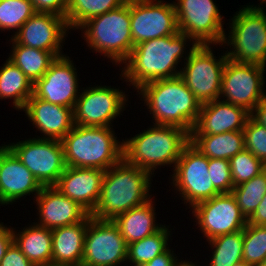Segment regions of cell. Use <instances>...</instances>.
<instances>
[{
	"label": "cell",
	"mask_w": 266,
	"mask_h": 266,
	"mask_svg": "<svg viewBox=\"0 0 266 266\" xmlns=\"http://www.w3.org/2000/svg\"><path fill=\"white\" fill-rule=\"evenodd\" d=\"M196 46L188 35L180 32L139 43L121 66L120 79L137 90L145 83L179 76L178 64H183Z\"/></svg>",
	"instance_id": "cell-1"
},
{
	"label": "cell",
	"mask_w": 266,
	"mask_h": 266,
	"mask_svg": "<svg viewBox=\"0 0 266 266\" xmlns=\"http://www.w3.org/2000/svg\"><path fill=\"white\" fill-rule=\"evenodd\" d=\"M144 101L151 123L181 127L191 133L200 112L201 103L180 76L154 80L137 89ZM155 122V123H154Z\"/></svg>",
	"instance_id": "cell-2"
},
{
	"label": "cell",
	"mask_w": 266,
	"mask_h": 266,
	"mask_svg": "<svg viewBox=\"0 0 266 266\" xmlns=\"http://www.w3.org/2000/svg\"><path fill=\"white\" fill-rule=\"evenodd\" d=\"M151 177L149 172L128 164L124 159L111 166L105 171L100 198L91 216L99 220H113L144 204L153 198Z\"/></svg>",
	"instance_id": "cell-3"
},
{
	"label": "cell",
	"mask_w": 266,
	"mask_h": 266,
	"mask_svg": "<svg viewBox=\"0 0 266 266\" xmlns=\"http://www.w3.org/2000/svg\"><path fill=\"white\" fill-rule=\"evenodd\" d=\"M189 143L190 133L183 128L153 124L134 137L123 139V159L153 176L162 166L174 169Z\"/></svg>",
	"instance_id": "cell-4"
},
{
	"label": "cell",
	"mask_w": 266,
	"mask_h": 266,
	"mask_svg": "<svg viewBox=\"0 0 266 266\" xmlns=\"http://www.w3.org/2000/svg\"><path fill=\"white\" fill-rule=\"evenodd\" d=\"M117 138L113 127L74 125L61 140L66 165L108 170L123 159V139Z\"/></svg>",
	"instance_id": "cell-5"
},
{
	"label": "cell",
	"mask_w": 266,
	"mask_h": 266,
	"mask_svg": "<svg viewBox=\"0 0 266 266\" xmlns=\"http://www.w3.org/2000/svg\"><path fill=\"white\" fill-rule=\"evenodd\" d=\"M80 30L86 47L92 52L107 57L114 65H123L134 48L130 0L116 9L89 19Z\"/></svg>",
	"instance_id": "cell-6"
},
{
	"label": "cell",
	"mask_w": 266,
	"mask_h": 266,
	"mask_svg": "<svg viewBox=\"0 0 266 266\" xmlns=\"http://www.w3.org/2000/svg\"><path fill=\"white\" fill-rule=\"evenodd\" d=\"M242 5L229 19L228 34L220 46H230L225 54L228 59L266 67V12L265 9Z\"/></svg>",
	"instance_id": "cell-7"
},
{
	"label": "cell",
	"mask_w": 266,
	"mask_h": 266,
	"mask_svg": "<svg viewBox=\"0 0 266 266\" xmlns=\"http://www.w3.org/2000/svg\"><path fill=\"white\" fill-rule=\"evenodd\" d=\"M208 164L209 159L189 143L183 149L170 175L172 177L169 180L173 190L176 191L175 194H179L189 209L220 194L213 186Z\"/></svg>",
	"instance_id": "cell-8"
},
{
	"label": "cell",
	"mask_w": 266,
	"mask_h": 266,
	"mask_svg": "<svg viewBox=\"0 0 266 266\" xmlns=\"http://www.w3.org/2000/svg\"><path fill=\"white\" fill-rule=\"evenodd\" d=\"M213 47L197 45L179 75L201 104L219 99L223 70L228 59L224 52L216 57L211 49Z\"/></svg>",
	"instance_id": "cell-9"
},
{
	"label": "cell",
	"mask_w": 266,
	"mask_h": 266,
	"mask_svg": "<svg viewBox=\"0 0 266 266\" xmlns=\"http://www.w3.org/2000/svg\"><path fill=\"white\" fill-rule=\"evenodd\" d=\"M6 146L42 186H54L67 167L61 140L33 137Z\"/></svg>",
	"instance_id": "cell-10"
},
{
	"label": "cell",
	"mask_w": 266,
	"mask_h": 266,
	"mask_svg": "<svg viewBox=\"0 0 266 266\" xmlns=\"http://www.w3.org/2000/svg\"><path fill=\"white\" fill-rule=\"evenodd\" d=\"M83 87L73 108L75 125L113 127V120L122 115L129 95L119 87L106 85ZM85 88V89H84Z\"/></svg>",
	"instance_id": "cell-11"
},
{
	"label": "cell",
	"mask_w": 266,
	"mask_h": 266,
	"mask_svg": "<svg viewBox=\"0 0 266 266\" xmlns=\"http://www.w3.org/2000/svg\"><path fill=\"white\" fill-rule=\"evenodd\" d=\"M179 32L197 45H220L224 34L223 15L213 0H175Z\"/></svg>",
	"instance_id": "cell-12"
},
{
	"label": "cell",
	"mask_w": 266,
	"mask_h": 266,
	"mask_svg": "<svg viewBox=\"0 0 266 266\" xmlns=\"http://www.w3.org/2000/svg\"><path fill=\"white\" fill-rule=\"evenodd\" d=\"M266 67L226 60L219 99L252 112L266 97Z\"/></svg>",
	"instance_id": "cell-13"
},
{
	"label": "cell",
	"mask_w": 266,
	"mask_h": 266,
	"mask_svg": "<svg viewBox=\"0 0 266 266\" xmlns=\"http://www.w3.org/2000/svg\"><path fill=\"white\" fill-rule=\"evenodd\" d=\"M128 245L112 220L88 216L81 266H122Z\"/></svg>",
	"instance_id": "cell-14"
},
{
	"label": "cell",
	"mask_w": 266,
	"mask_h": 266,
	"mask_svg": "<svg viewBox=\"0 0 266 266\" xmlns=\"http://www.w3.org/2000/svg\"><path fill=\"white\" fill-rule=\"evenodd\" d=\"M190 210L196 220L195 226H198L206 241L244 230L248 223L232 193H220L199 202Z\"/></svg>",
	"instance_id": "cell-15"
},
{
	"label": "cell",
	"mask_w": 266,
	"mask_h": 266,
	"mask_svg": "<svg viewBox=\"0 0 266 266\" xmlns=\"http://www.w3.org/2000/svg\"><path fill=\"white\" fill-rule=\"evenodd\" d=\"M130 21L134 46L179 33L173 1L130 0Z\"/></svg>",
	"instance_id": "cell-16"
},
{
	"label": "cell",
	"mask_w": 266,
	"mask_h": 266,
	"mask_svg": "<svg viewBox=\"0 0 266 266\" xmlns=\"http://www.w3.org/2000/svg\"><path fill=\"white\" fill-rule=\"evenodd\" d=\"M76 70L68 54L57 57L43 77L34 83L33 95L52 104L74 108L81 92Z\"/></svg>",
	"instance_id": "cell-17"
},
{
	"label": "cell",
	"mask_w": 266,
	"mask_h": 266,
	"mask_svg": "<svg viewBox=\"0 0 266 266\" xmlns=\"http://www.w3.org/2000/svg\"><path fill=\"white\" fill-rule=\"evenodd\" d=\"M69 30L65 17L54 13L36 12L12 38L24 46L49 52H63L62 47Z\"/></svg>",
	"instance_id": "cell-18"
},
{
	"label": "cell",
	"mask_w": 266,
	"mask_h": 266,
	"mask_svg": "<svg viewBox=\"0 0 266 266\" xmlns=\"http://www.w3.org/2000/svg\"><path fill=\"white\" fill-rule=\"evenodd\" d=\"M42 185L16 155L6 146H0V206L12 205L26 196H38Z\"/></svg>",
	"instance_id": "cell-19"
},
{
	"label": "cell",
	"mask_w": 266,
	"mask_h": 266,
	"mask_svg": "<svg viewBox=\"0 0 266 266\" xmlns=\"http://www.w3.org/2000/svg\"><path fill=\"white\" fill-rule=\"evenodd\" d=\"M34 200L39 216L34 223L50 230L84 221L90 215L79 203L54 186H43Z\"/></svg>",
	"instance_id": "cell-20"
},
{
	"label": "cell",
	"mask_w": 266,
	"mask_h": 266,
	"mask_svg": "<svg viewBox=\"0 0 266 266\" xmlns=\"http://www.w3.org/2000/svg\"><path fill=\"white\" fill-rule=\"evenodd\" d=\"M104 174L101 169L67 166L54 187L91 214L100 198Z\"/></svg>",
	"instance_id": "cell-21"
},
{
	"label": "cell",
	"mask_w": 266,
	"mask_h": 266,
	"mask_svg": "<svg viewBox=\"0 0 266 266\" xmlns=\"http://www.w3.org/2000/svg\"><path fill=\"white\" fill-rule=\"evenodd\" d=\"M41 137L62 140L73 128V108L52 104L32 95L22 110ZM43 133V134H42Z\"/></svg>",
	"instance_id": "cell-22"
},
{
	"label": "cell",
	"mask_w": 266,
	"mask_h": 266,
	"mask_svg": "<svg viewBox=\"0 0 266 266\" xmlns=\"http://www.w3.org/2000/svg\"><path fill=\"white\" fill-rule=\"evenodd\" d=\"M250 113L221 99L201 104L198 120L190 135H215L243 131Z\"/></svg>",
	"instance_id": "cell-23"
},
{
	"label": "cell",
	"mask_w": 266,
	"mask_h": 266,
	"mask_svg": "<svg viewBox=\"0 0 266 266\" xmlns=\"http://www.w3.org/2000/svg\"><path fill=\"white\" fill-rule=\"evenodd\" d=\"M88 217L52 231V265L81 266Z\"/></svg>",
	"instance_id": "cell-24"
},
{
	"label": "cell",
	"mask_w": 266,
	"mask_h": 266,
	"mask_svg": "<svg viewBox=\"0 0 266 266\" xmlns=\"http://www.w3.org/2000/svg\"><path fill=\"white\" fill-rule=\"evenodd\" d=\"M152 200L154 199L151 198L144 204L133 207L112 220L127 245L154 234L164 226L155 222L157 216L154 203L156 202Z\"/></svg>",
	"instance_id": "cell-25"
},
{
	"label": "cell",
	"mask_w": 266,
	"mask_h": 266,
	"mask_svg": "<svg viewBox=\"0 0 266 266\" xmlns=\"http://www.w3.org/2000/svg\"><path fill=\"white\" fill-rule=\"evenodd\" d=\"M30 224L18 232L16 227L11 228L14 243L34 266L52 265V231L34 222Z\"/></svg>",
	"instance_id": "cell-26"
},
{
	"label": "cell",
	"mask_w": 266,
	"mask_h": 266,
	"mask_svg": "<svg viewBox=\"0 0 266 266\" xmlns=\"http://www.w3.org/2000/svg\"><path fill=\"white\" fill-rule=\"evenodd\" d=\"M12 45L8 59L13 62L34 84L47 72L57 57L65 55L63 52H49L18 44L10 37Z\"/></svg>",
	"instance_id": "cell-27"
},
{
	"label": "cell",
	"mask_w": 266,
	"mask_h": 266,
	"mask_svg": "<svg viewBox=\"0 0 266 266\" xmlns=\"http://www.w3.org/2000/svg\"><path fill=\"white\" fill-rule=\"evenodd\" d=\"M190 143L208 159L230 160L245 149L243 131L215 135H190Z\"/></svg>",
	"instance_id": "cell-28"
},
{
	"label": "cell",
	"mask_w": 266,
	"mask_h": 266,
	"mask_svg": "<svg viewBox=\"0 0 266 266\" xmlns=\"http://www.w3.org/2000/svg\"><path fill=\"white\" fill-rule=\"evenodd\" d=\"M0 66V100L12 99L13 109L22 111L33 95V83L9 59Z\"/></svg>",
	"instance_id": "cell-29"
},
{
	"label": "cell",
	"mask_w": 266,
	"mask_h": 266,
	"mask_svg": "<svg viewBox=\"0 0 266 266\" xmlns=\"http://www.w3.org/2000/svg\"><path fill=\"white\" fill-rule=\"evenodd\" d=\"M165 225L154 234L130 243L128 245L127 263H131V266H142L170 248L168 242L169 239L173 240L170 238L172 237V229Z\"/></svg>",
	"instance_id": "cell-30"
},
{
	"label": "cell",
	"mask_w": 266,
	"mask_h": 266,
	"mask_svg": "<svg viewBox=\"0 0 266 266\" xmlns=\"http://www.w3.org/2000/svg\"><path fill=\"white\" fill-rule=\"evenodd\" d=\"M127 0H68L66 21L71 31L78 30L89 19L125 4Z\"/></svg>",
	"instance_id": "cell-31"
},
{
	"label": "cell",
	"mask_w": 266,
	"mask_h": 266,
	"mask_svg": "<svg viewBox=\"0 0 266 266\" xmlns=\"http://www.w3.org/2000/svg\"><path fill=\"white\" fill-rule=\"evenodd\" d=\"M207 242L213 251L206 266H233L243 261V230Z\"/></svg>",
	"instance_id": "cell-32"
},
{
	"label": "cell",
	"mask_w": 266,
	"mask_h": 266,
	"mask_svg": "<svg viewBox=\"0 0 266 266\" xmlns=\"http://www.w3.org/2000/svg\"><path fill=\"white\" fill-rule=\"evenodd\" d=\"M248 220L266 194V168L251 180L234 186L231 192Z\"/></svg>",
	"instance_id": "cell-33"
},
{
	"label": "cell",
	"mask_w": 266,
	"mask_h": 266,
	"mask_svg": "<svg viewBox=\"0 0 266 266\" xmlns=\"http://www.w3.org/2000/svg\"><path fill=\"white\" fill-rule=\"evenodd\" d=\"M35 13L31 0H0V31L12 30V38Z\"/></svg>",
	"instance_id": "cell-34"
},
{
	"label": "cell",
	"mask_w": 266,
	"mask_h": 266,
	"mask_svg": "<svg viewBox=\"0 0 266 266\" xmlns=\"http://www.w3.org/2000/svg\"><path fill=\"white\" fill-rule=\"evenodd\" d=\"M266 260V226L247 223L243 230V261L256 265Z\"/></svg>",
	"instance_id": "cell-35"
},
{
	"label": "cell",
	"mask_w": 266,
	"mask_h": 266,
	"mask_svg": "<svg viewBox=\"0 0 266 266\" xmlns=\"http://www.w3.org/2000/svg\"><path fill=\"white\" fill-rule=\"evenodd\" d=\"M229 162L234 186L251 180L266 168V166L247 149L238 152Z\"/></svg>",
	"instance_id": "cell-36"
},
{
	"label": "cell",
	"mask_w": 266,
	"mask_h": 266,
	"mask_svg": "<svg viewBox=\"0 0 266 266\" xmlns=\"http://www.w3.org/2000/svg\"><path fill=\"white\" fill-rule=\"evenodd\" d=\"M243 133L245 149L249 150L266 166V128L249 117Z\"/></svg>",
	"instance_id": "cell-37"
},
{
	"label": "cell",
	"mask_w": 266,
	"mask_h": 266,
	"mask_svg": "<svg viewBox=\"0 0 266 266\" xmlns=\"http://www.w3.org/2000/svg\"><path fill=\"white\" fill-rule=\"evenodd\" d=\"M208 167L214 188L219 193H231L234 185L229 160L209 159Z\"/></svg>",
	"instance_id": "cell-38"
},
{
	"label": "cell",
	"mask_w": 266,
	"mask_h": 266,
	"mask_svg": "<svg viewBox=\"0 0 266 266\" xmlns=\"http://www.w3.org/2000/svg\"><path fill=\"white\" fill-rule=\"evenodd\" d=\"M35 12L54 13L66 18L68 0H31Z\"/></svg>",
	"instance_id": "cell-39"
},
{
	"label": "cell",
	"mask_w": 266,
	"mask_h": 266,
	"mask_svg": "<svg viewBox=\"0 0 266 266\" xmlns=\"http://www.w3.org/2000/svg\"><path fill=\"white\" fill-rule=\"evenodd\" d=\"M0 266H34L28 258L22 253L20 248L14 243L10 244Z\"/></svg>",
	"instance_id": "cell-40"
},
{
	"label": "cell",
	"mask_w": 266,
	"mask_h": 266,
	"mask_svg": "<svg viewBox=\"0 0 266 266\" xmlns=\"http://www.w3.org/2000/svg\"><path fill=\"white\" fill-rule=\"evenodd\" d=\"M174 252L175 251L172 248H168L165 252L159 254L153 260L142 266H178L182 259H179Z\"/></svg>",
	"instance_id": "cell-41"
},
{
	"label": "cell",
	"mask_w": 266,
	"mask_h": 266,
	"mask_svg": "<svg viewBox=\"0 0 266 266\" xmlns=\"http://www.w3.org/2000/svg\"><path fill=\"white\" fill-rule=\"evenodd\" d=\"M10 225H6L3 222L0 223V261L3 259L6 250L13 242V233Z\"/></svg>",
	"instance_id": "cell-42"
},
{
	"label": "cell",
	"mask_w": 266,
	"mask_h": 266,
	"mask_svg": "<svg viewBox=\"0 0 266 266\" xmlns=\"http://www.w3.org/2000/svg\"><path fill=\"white\" fill-rule=\"evenodd\" d=\"M249 224L253 225H264L266 226V194L264 195L262 201L248 219Z\"/></svg>",
	"instance_id": "cell-43"
},
{
	"label": "cell",
	"mask_w": 266,
	"mask_h": 266,
	"mask_svg": "<svg viewBox=\"0 0 266 266\" xmlns=\"http://www.w3.org/2000/svg\"><path fill=\"white\" fill-rule=\"evenodd\" d=\"M250 117L266 128V97L263 98L252 110Z\"/></svg>",
	"instance_id": "cell-44"
},
{
	"label": "cell",
	"mask_w": 266,
	"mask_h": 266,
	"mask_svg": "<svg viewBox=\"0 0 266 266\" xmlns=\"http://www.w3.org/2000/svg\"><path fill=\"white\" fill-rule=\"evenodd\" d=\"M180 266H201V265H197V263H193L192 261H187V259L186 260H181L180 261Z\"/></svg>",
	"instance_id": "cell-45"
},
{
	"label": "cell",
	"mask_w": 266,
	"mask_h": 266,
	"mask_svg": "<svg viewBox=\"0 0 266 266\" xmlns=\"http://www.w3.org/2000/svg\"><path fill=\"white\" fill-rule=\"evenodd\" d=\"M258 1H260V3H258L259 5L257 6V5H254V4H252V5H249V4H247L249 7H251V8H256V9H264L265 7H264V3H265V5H266V0H258Z\"/></svg>",
	"instance_id": "cell-46"
},
{
	"label": "cell",
	"mask_w": 266,
	"mask_h": 266,
	"mask_svg": "<svg viewBox=\"0 0 266 266\" xmlns=\"http://www.w3.org/2000/svg\"><path fill=\"white\" fill-rule=\"evenodd\" d=\"M233 266H253V265H250L249 263L242 261V262H239Z\"/></svg>",
	"instance_id": "cell-47"
},
{
	"label": "cell",
	"mask_w": 266,
	"mask_h": 266,
	"mask_svg": "<svg viewBox=\"0 0 266 266\" xmlns=\"http://www.w3.org/2000/svg\"><path fill=\"white\" fill-rule=\"evenodd\" d=\"M253 266H266V260Z\"/></svg>",
	"instance_id": "cell-48"
}]
</instances>
